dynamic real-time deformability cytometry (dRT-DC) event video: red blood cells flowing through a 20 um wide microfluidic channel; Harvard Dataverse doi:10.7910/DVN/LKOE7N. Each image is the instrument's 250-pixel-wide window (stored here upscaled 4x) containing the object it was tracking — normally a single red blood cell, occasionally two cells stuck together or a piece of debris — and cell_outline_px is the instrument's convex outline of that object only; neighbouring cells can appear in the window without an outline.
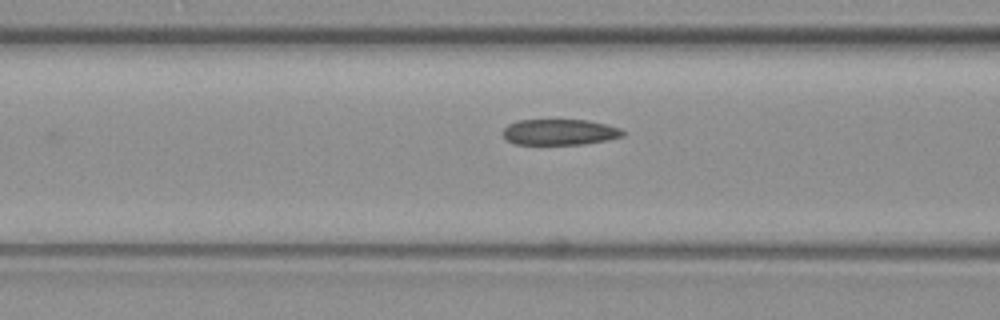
{"species": "common noctule bat (a hibernating species)", "species_latin": "Nyctalus noctula", "temperature_condition": "warm", "stored_images_in_passage": 8, "camera_frame_rate_fps": 3000, "um_per_image_px": 0.085, "animal": {"sex": "female", "body_mass_g": 19.3, "forearm_length_mm": 54.1}, "frame": {"image": 1, "passage_image": 7, "time_ms": 2.0, "image_size_px": [1000, 320], "cell_outline_px": [[624, 136], [584, 144], [516, 144], [508, 140], [504, 136], [504, 128], [508, 124], [520, 120], [588, 120], [608, 124], [620, 128], [624, 132]], "centroid_in_image_um": [47.6, 11.22], "position_along_channel_um": 119.0, "area_um2": 17.92}}
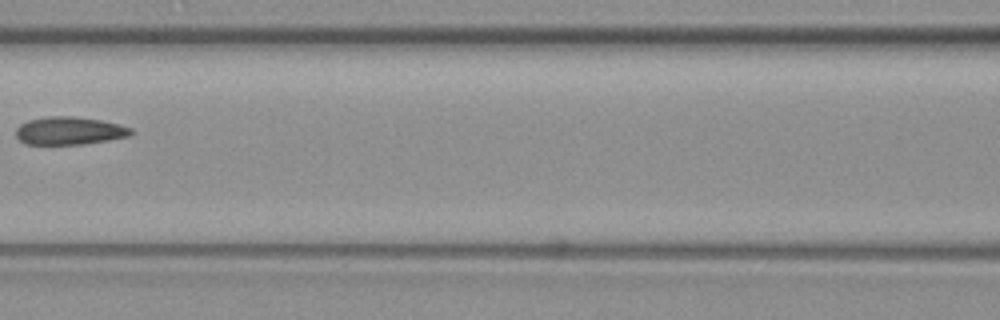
{"frame": {"image": 2, "passage_image": 8, "time_ms": 2.333, "image_size_px": [1000, 320], "cell_outline_px": [[136, 132], [128, 136], [108, 140], [84, 144], [24, 144], [16, 136], [16, 128], [20, 124], [28, 120], [48, 116], [72, 116], [100, 120], [120, 124], [132, 128]], "centroid_in_image_um": [5.91, 11.11], "position_along_channel_um": 160.7, "area_um2": 18.79}}